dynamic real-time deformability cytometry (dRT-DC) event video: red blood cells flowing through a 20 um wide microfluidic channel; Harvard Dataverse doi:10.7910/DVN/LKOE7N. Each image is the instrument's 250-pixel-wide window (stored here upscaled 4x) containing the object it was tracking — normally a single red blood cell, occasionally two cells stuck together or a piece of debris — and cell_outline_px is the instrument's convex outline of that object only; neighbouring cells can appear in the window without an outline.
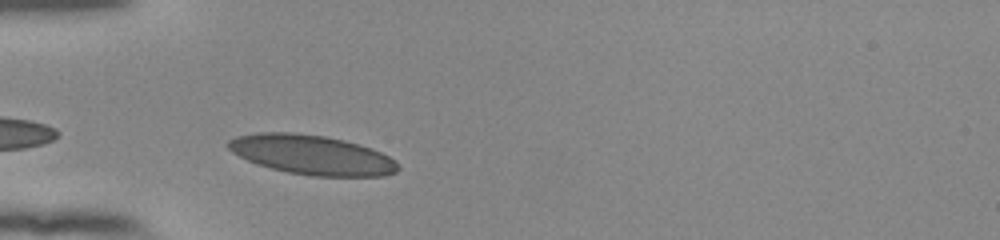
{"species": "human", "species_latin": "Homo sapiens", "temperature_condition": "room temperature", "stored_images_in_passage": 30, "camera_frame_rate_fps": 3000, "um_per_image_px": 0.085, "donor": {"sex": "female"}, "frame": {"image": 1, "passage_image": 2, "time_ms": 0.333, "image_size_px": [1000, 240], "cell_outline_px": [[400, 168], [396, 172], [384, 176], [312, 176], [288, 172], [256, 164], [232, 152], [228, 148], [228, 140], [236, 136], [260, 132], [292, 132], [324, 136], [344, 140], [372, 148], [396, 160]], "centroid_in_image_um": [26.52, 13.16], "position_along_channel_um": 58.5, "area_um2": 39.07}}
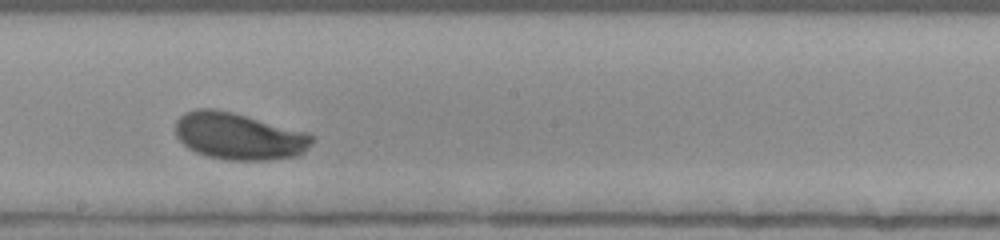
{"frame": {"image": 2, "passage_image": 16, "time_ms": 5.0, "image_size_px": [1000, 240], "cell_outline_px": [[312, 144], [304, 152], [296, 156], [268, 160], [228, 160], [208, 156], [196, 152], [188, 148], [176, 136], [176, 120], [184, 112], [196, 108], [212, 108], [232, 112], [308, 132], [312, 136]], "centroid_in_image_um": [20.29, 11.57], "position_along_channel_um": 227.9, "area_um2": 37.34}}
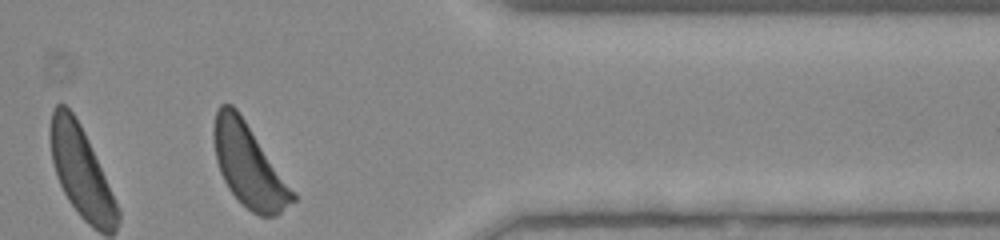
{"frame": {"image": 3, "passage_image": 30, "time_ms": 9.667, "image_size_px": [1000, 240], "cell_outline_px": [[296, 200], [276, 216], [260, 216], [252, 212], [228, 188], [220, 172], [216, 160], [212, 136], [212, 128], [216, 112], [220, 104], [232, 104], [236, 108], [296, 196]], "centroid_in_image_um": [21.09, 14.05], "position_along_channel_um": 390.3, "area_um2": 36.99}, "authors_computed_cell_mechanics": {"area_um2": 36.992, "velocity_mm_per_s": 3.7989, "shape_relaxation_time_tau1_ms": 1.7331, "shape_relaxation_time_tau2_ms": null, "deformation_change_tau1": 0.0944, "deformation_change_tau2": null}}